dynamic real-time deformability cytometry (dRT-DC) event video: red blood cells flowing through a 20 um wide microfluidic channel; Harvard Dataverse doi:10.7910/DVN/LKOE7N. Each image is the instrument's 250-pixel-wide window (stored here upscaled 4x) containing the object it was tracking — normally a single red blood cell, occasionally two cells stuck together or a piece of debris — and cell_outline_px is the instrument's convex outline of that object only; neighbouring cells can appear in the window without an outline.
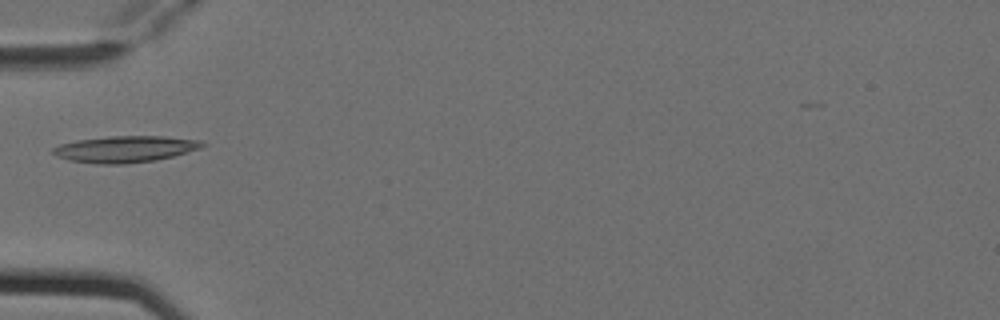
{"species": "Egyptian fruit bat (a non-hibernating species)", "species_latin": "Rousettus aegyptiacus", "temperature_condition": "cold", "stored_images_in_passage": 5, "camera_frame_rate_fps": 3000, "um_per_image_px": 0.085, "animal": {"sex": "female"}, "frame": {"image": 1, "passage_image": 5, "time_ms": 1.333, "image_size_px": [1000, 320], "cell_outline_px": [[208, 144], [200, 148], [172, 156], [156, 160], [124, 164], [96, 164], [72, 160], [56, 156], [52, 152], [52, 148], [60, 144], [76, 140], [108, 136], [164, 136], [200, 140]], "centroid_in_image_um": [10.64, 12.66], "position_along_channel_um": 74.4, "area_um2": 23.0}}